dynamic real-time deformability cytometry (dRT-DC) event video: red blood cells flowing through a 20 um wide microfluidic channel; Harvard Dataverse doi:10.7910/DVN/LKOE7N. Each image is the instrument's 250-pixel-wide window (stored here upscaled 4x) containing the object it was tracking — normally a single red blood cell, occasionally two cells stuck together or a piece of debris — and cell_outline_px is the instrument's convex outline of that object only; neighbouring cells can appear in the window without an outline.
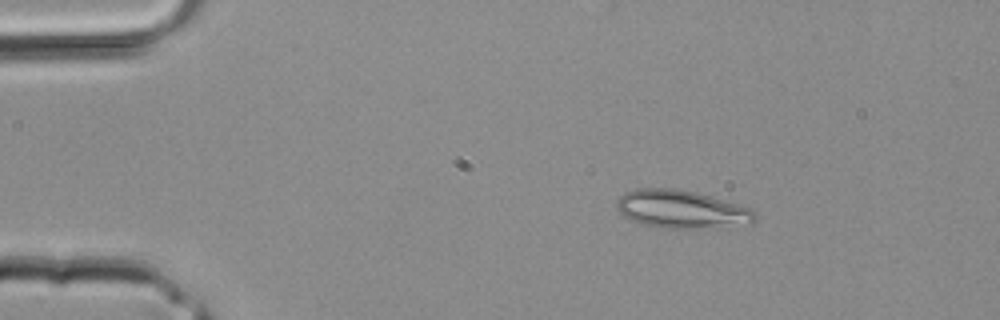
{"species": "common noctule bat (a hibernating species)", "species_latin": "Nyctalus noctula", "temperature_condition": "room temperature", "stored_images_in_passage": 3, "camera_frame_rate_fps": 3000, "um_per_image_px": 0.085, "animal": {"sex": "male", "body_mass_g": 20.4}, "frame": {"image": 1, "passage_image": 1, "time_ms": 0.0, "image_size_px": [1000, 320], "cell_outline_px": [[756, 220], [752, 224], [692, 228], [664, 228], [640, 224], [624, 216], [616, 208], [616, 200], [624, 192], [636, 188], [672, 188], [696, 192], [736, 204], [748, 208], [756, 216]], "centroid_in_image_um": [57.85, 17.78], "position_along_channel_um": 27.1, "area_um2": 30.4}}